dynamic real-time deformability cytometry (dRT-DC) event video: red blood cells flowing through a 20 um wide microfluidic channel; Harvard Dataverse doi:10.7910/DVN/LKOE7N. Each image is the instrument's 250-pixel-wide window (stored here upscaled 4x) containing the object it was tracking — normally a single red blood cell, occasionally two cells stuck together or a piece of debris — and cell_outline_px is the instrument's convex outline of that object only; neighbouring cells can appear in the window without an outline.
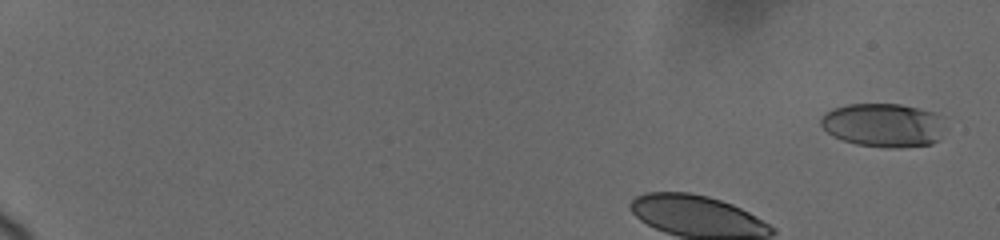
{"species": "human", "species_latin": "Homo sapiens", "temperature_condition": "cold", "stored_images_in_passage": 16, "camera_frame_rate_fps": 3000, "um_per_image_px": 0.085, "donor": {"sex": "female"}, "frame": {"image": 1, "passage_image": 1, "time_ms": 0.0, "image_size_px": [1000, 240], "cell_outline_px": [[948, 128], [932, 144], [896, 148], [892, 148], [856, 144], [832, 136], [820, 124], [820, 120], [832, 108], [848, 104], [900, 104], [932, 112], [944, 116]], "centroid_in_image_um": [75.16, 10.63], "position_along_channel_um": 9.8, "area_um2": 31.91}}
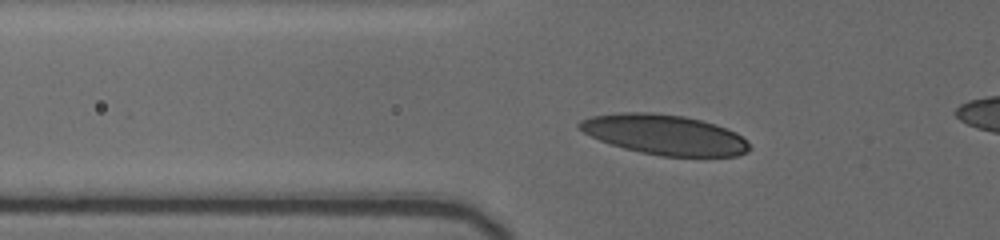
{"frame": {"image": 2, "passage_image": 12, "time_ms": 4.667, "image_size_px": [1000, 240], "cell_outline_px": [[752, 148], [748, 152], [736, 156], [660, 156], [640, 152], [624, 148], [600, 140], [584, 132], [576, 124], [580, 120], [592, 116], [624, 112], [652, 112], [684, 116], [716, 124], [736, 132]], "centroid_in_image_um": [56.5, 11.44], "position_along_channel_um": 69.3, "area_um2": 39.48}}